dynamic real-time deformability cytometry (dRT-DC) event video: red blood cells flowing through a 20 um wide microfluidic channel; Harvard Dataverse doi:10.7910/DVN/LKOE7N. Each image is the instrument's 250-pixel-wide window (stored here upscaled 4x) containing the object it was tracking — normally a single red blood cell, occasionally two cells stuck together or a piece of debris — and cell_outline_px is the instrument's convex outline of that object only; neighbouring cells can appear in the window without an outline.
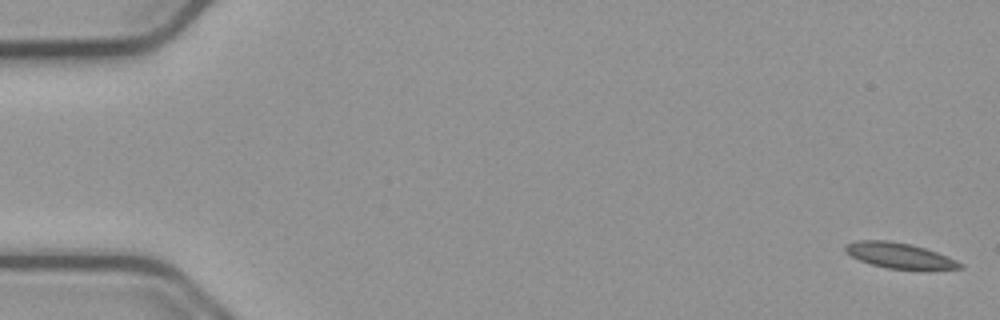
{"species": "common noctule bat (a hibernating species)", "species_latin": "Nyctalus noctula", "temperature_condition": "cold", "stored_images_in_passage": 56, "camera_frame_rate_fps": 3000, "um_per_image_px": 0.085, "animal": {"sex": "male", "body_mass_g": 23.1, "forearm_length_mm": 52.7}, "frame": {"image": 1, "passage_image": 1, "time_ms": 0.0, "image_size_px": [1000, 320], "cell_outline_px": [[964, 268], [888, 268], [872, 264], [860, 260], [844, 252], [844, 244], [856, 240], [888, 240], [912, 244], [936, 252], [956, 260], [964, 264]], "centroid_in_image_um": [76.37, 21.68], "position_along_channel_um": 8.6, "area_um2": 16.65}}
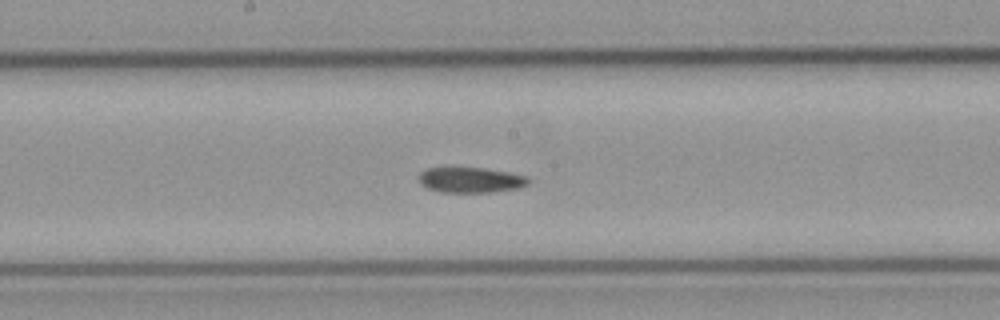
{"frame": {"image": 2, "passage_image": 29, "time_ms": 9.333, "image_size_px": [1000, 320], "cell_outline_px": [[532, 180], [528, 184], [520, 188], [492, 192], [440, 192], [428, 188], [420, 184], [420, 172], [428, 168], [444, 164], [452, 164], [484, 168], [508, 172], [528, 176]], "centroid_in_image_um": [39.98, 15.24], "position_along_channel_um": 208.2, "area_um2": 17.17}}
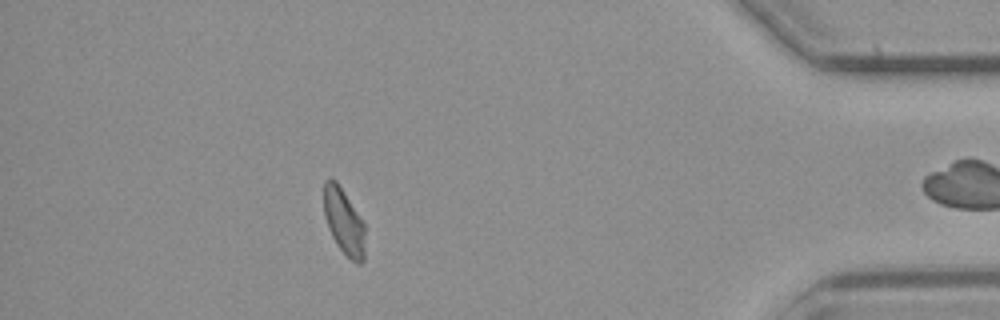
{"frame": {"image": 3, "passage_image": 49, "time_ms": 16.0, "image_size_px": [1000, 320], "cell_outline_px": [[364, 260], [360, 264], [356, 264], [336, 244], [328, 228], [324, 216], [324, 180], [328, 176], [336, 180], [344, 192], [364, 224]], "centroid_in_image_um": [29.2, 18.81], "position_along_channel_um": 406.0, "area_um2": 15.72}}